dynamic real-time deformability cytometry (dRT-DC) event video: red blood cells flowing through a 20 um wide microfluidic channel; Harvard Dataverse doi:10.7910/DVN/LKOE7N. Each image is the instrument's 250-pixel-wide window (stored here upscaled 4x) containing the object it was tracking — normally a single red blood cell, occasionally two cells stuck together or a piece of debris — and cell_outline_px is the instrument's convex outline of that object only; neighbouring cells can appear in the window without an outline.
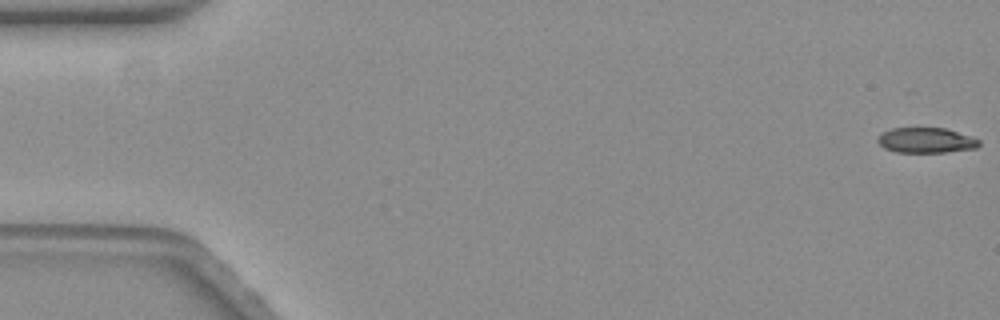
{"species": "common noctule bat (a hibernating species)", "species_latin": "Nyctalus noctula", "temperature_condition": "warm", "stored_images_in_passage": 59, "camera_frame_rate_fps": 3000, "um_per_image_px": 0.085, "animal": {"sex": "female", "body_mass_g": 19.3, "forearm_length_mm": 54.1}, "frame": {"image": 1, "passage_image": 1, "time_ms": 0.0, "image_size_px": [1000, 320], "cell_outline_px": [[980, 144], [976, 148], [944, 152], [896, 152], [884, 148], [876, 140], [884, 132], [892, 128], [944, 128], [980, 140]], "centroid_in_image_um": [78.7, 11.93], "position_along_channel_um": 6.3, "area_um2": 14.62}}
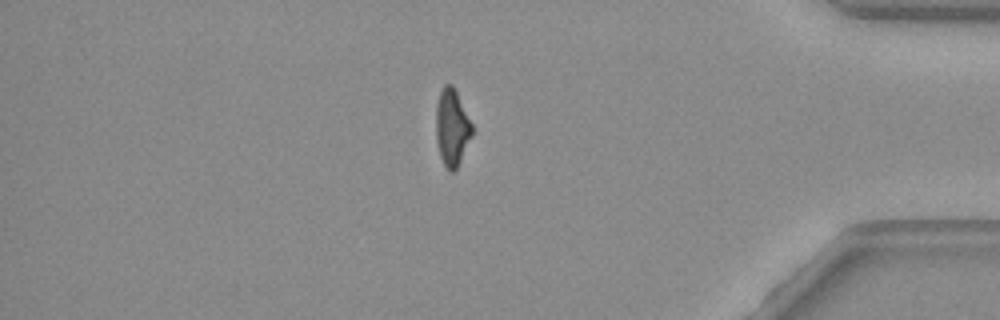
{"frame": {"image": 2, "passage_image": 50, "time_ms": 16.333, "image_size_px": [1000, 320], "cell_outline_px": [[472, 136], [456, 168], [452, 172], [448, 172], [440, 156], [436, 140], [436, 104], [440, 92], [444, 84], [452, 84], [472, 124]], "centroid_in_image_um": [38.4, 10.84], "position_along_channel_um": 396.8, "area_um2": 15.95}}
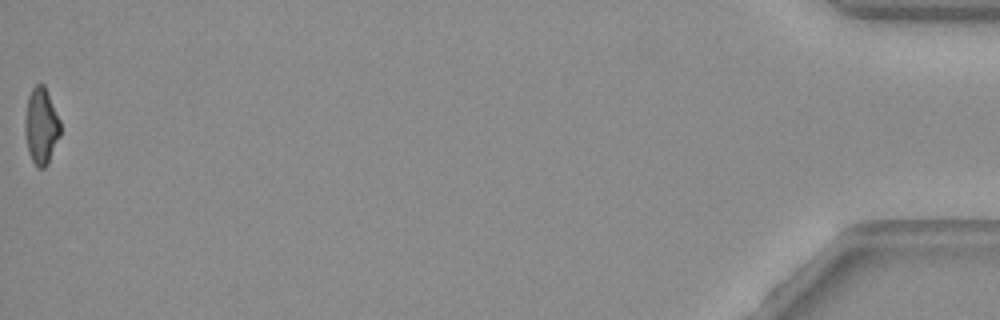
{"frame": {"image": 3, "passage_image": 59, "time_ms": 19.333, "image_size_px": [1000, 320], "cell_outline_px": [[60, 136], [48, 164], [44, 168], [36, 168], [28, 152], [24, 132], [24, 128], [28, 96], [32, 88], [36, 84], [44, 84], [48, 92], [60, 120]], "centroid_in_image_um": [3.5, 10.73], "position_along_channel_um": 431.7, "area_um2": 15.9}, "authors_computed_cell_mechanics": {"area_um2": 16.762, "velocity_mm_per_s": 3.5405, "shape_relaxation_time_tau1_ms": 6.3454, "shape_relaxation_time_tau2_ms": null, "deformation_change_tau1": 0.2015, "deformation_change_tau2": null}}